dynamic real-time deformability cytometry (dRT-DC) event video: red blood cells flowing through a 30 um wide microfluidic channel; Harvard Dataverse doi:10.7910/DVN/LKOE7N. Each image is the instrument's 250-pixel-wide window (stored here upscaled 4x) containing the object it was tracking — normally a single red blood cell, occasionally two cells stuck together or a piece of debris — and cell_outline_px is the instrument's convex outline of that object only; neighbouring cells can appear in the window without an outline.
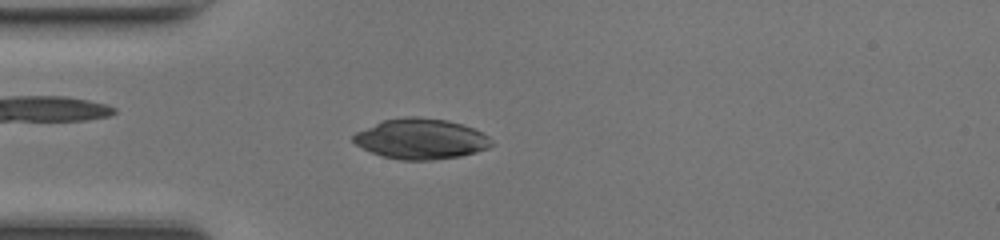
{"species": "common noctule bat (a hibernating species)", "species_latin": "Nyctalus noctula", "temperature_condition": "room temperature", "stored_images_in_passage": 47, "camera_frame_rate_fps": 3000, "um_per_image_px": 0.085, "animal": {"sex": "female", "body_mass_g": 17.0, "forearm_length_mm": 48.0}, "frame": {"image": 1, "passage_image": 13, "time_ms": 4.0, "image_size_px": [1000, 240], "cell_outline_px": [[496, 144], [488, 148], [476, 152], [460, 156], [432, 160], [400, 160], [384, 156], [372, 152], [356, 144], [352, 140], [352, 136], [356, 132], [384, 120], [404, 116], [416, 116], [448, 120], [472, 128], [488, 136]], "centroid_in_image_um": [35.8, 11.8], "position_along_channel_um": 49.2, "area_um2": 32.43}}
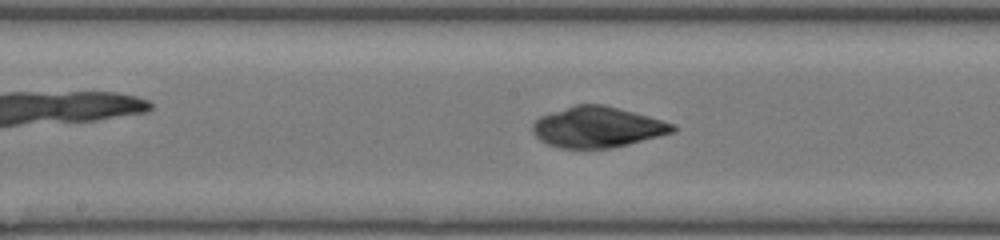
{"frame": {"image": 2, "passage_image": 24, "time_ms": 7.667, "image_size_px": [1000, 240], "cell_outline_px": [[676, 132], [628, 144], [608, 148], [560, 148], [548, 144], [540, 140], [532, 132], [532, 124], [540, 116], [576, 104], [604, 104], [648, 116], [676, 124]], "centroid_in_image_um": [50.79, 10.8], "position_along_channel_um": 197.4, "area_um2": 33.18}}
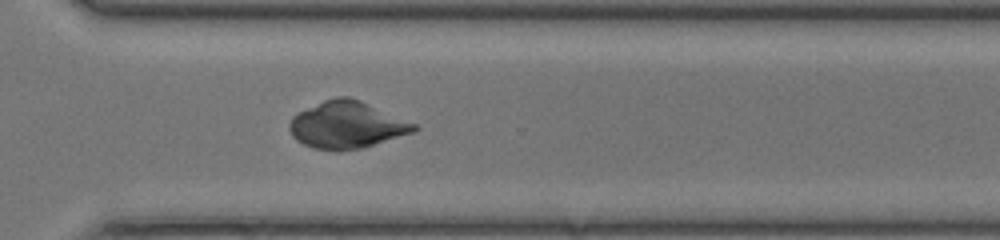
{"frame": {"image": 3, "passage_image": 34, "time_ms": 11.0, "image_size_px": [1000, 240], "cell_outline_px": [[420, 128], [412, 132], [360, 148], [312, 148], [296, 140], [292, 136], [288, 128], [288, 124], [292, 116], [296, 112], [324, 100], [336, 96], [348, 96], [360, 100], [416, 124]], "centroid_in_image_um": [29.42, 10.57], "position_along_channel_um": 341.2, "area_um2": 33.41}}